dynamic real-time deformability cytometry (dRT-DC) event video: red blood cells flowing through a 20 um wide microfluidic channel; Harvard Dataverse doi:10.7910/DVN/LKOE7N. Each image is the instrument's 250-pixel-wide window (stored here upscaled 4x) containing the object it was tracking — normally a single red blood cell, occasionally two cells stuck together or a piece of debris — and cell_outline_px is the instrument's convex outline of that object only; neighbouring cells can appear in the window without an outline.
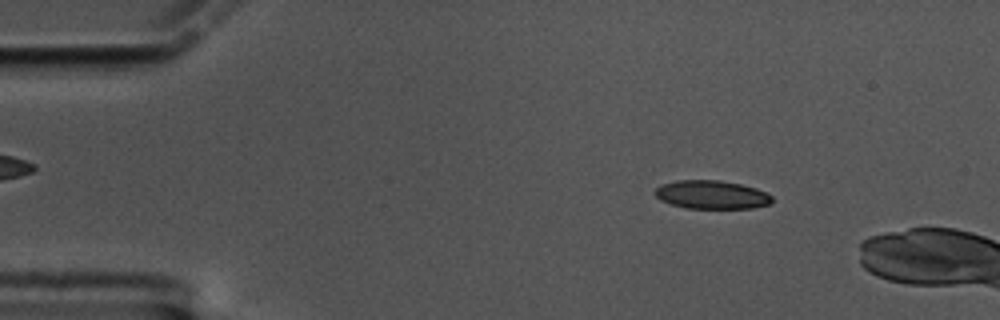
{"species": "common noctule bat (a hibernating species)", "species_latin": "Nyctalus noctula", "temperature_condition": "cold", "stored_images_in_passage": 14, "camera_frame_rate_fps": 3000, "um_per_image_px": 0.085, "animal": {"sex": "male", "body_mass_g": 17.5, "forearm_length_mm": 52.3}, "frame": {"image": 1, "passage_image": 8, "time_ms": 2.333, "image_size_px": [1000, 320], "cell_outline_px": [[772, 200], [768, 204], [752, 208], [688, 208], [672, 204], [660, 200], [656, 196], [656, 188], [660, 184], [676, 180], [720, 180], [740, 184], [756, 188], [772, 196]], "centroid_in_image_um": [60.47, 16.54], "position_along_channel_um": 24.5, "area_um2": 19.25}}